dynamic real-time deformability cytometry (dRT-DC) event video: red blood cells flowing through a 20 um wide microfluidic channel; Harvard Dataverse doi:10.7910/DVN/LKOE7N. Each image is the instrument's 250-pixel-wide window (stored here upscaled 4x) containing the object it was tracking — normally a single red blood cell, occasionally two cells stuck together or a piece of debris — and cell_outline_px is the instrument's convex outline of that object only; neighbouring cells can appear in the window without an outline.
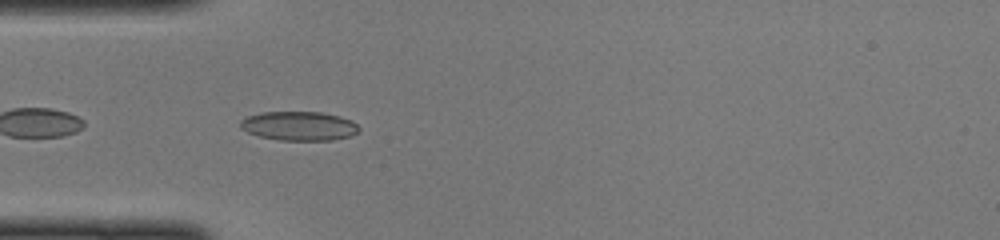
{"species": "common noctule bat (a hibernating species)", "species_latin": "Nyctalus noctula", "temperature_condition": "cold", "stored_images_in_passage": 41, "camera_frame_rate_fps": 3000, "um_per_image_px": 0.085, "animal": {"sex": "female", "body_mass_g": 22.0, "forearm_length_mm": 56.7}, "frame": {"image": 1, "passage_image": 14, "time_ms": 4.333, "image_size_px": [1000, 240], "cell_outline_px": [[360, 128], [352, 136], [332, 140], [280, 140], [260, 136], [248, 132], [240, 128], [240, 120], [244, 116], [260, 112], [320, 112], [340, 116], [352, 120]], "centroid_in_image_um": [25.4, 10.7], "position_along_channel_um": 59.6, "area_um2": 20.23}}
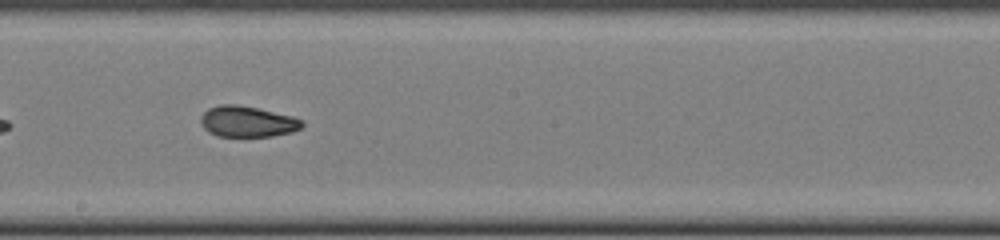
{"frame": {"image": 2, "passage_image": 26, "time_ms": 8.333, "image_size_px": [1000, 240], "cell_outline_px": [[304, 124], [300, 128], [292, 132], [272, 136], [216, 136], [208, 132], [200, 124], [200, 116], [208, 108], [220, 104], [236, 104], [256, 108], [292, 116], [304, 120]], "centroid_in_image_um": [21.0, 10.33], "position_along_channel_um": 227.2, "area_um2": 18.32}}
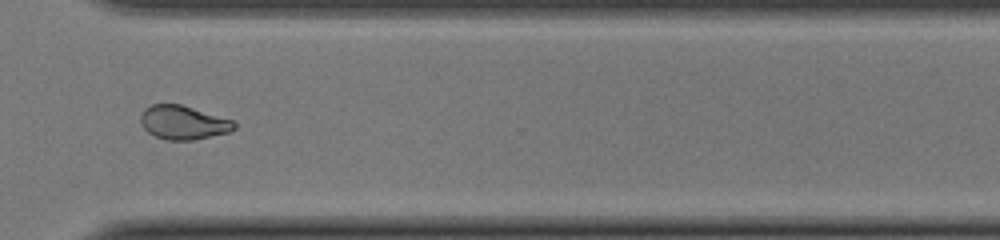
{"frame": {"image": 3, "passage_image": 35, "time_ms": 11.333, "image_size_px": [1000, 240], "cell_outline_px": [[236, 128], [228, 132], [192, 140], [168, 140], [156, 136], [148, 132], [140, 124], [140, 116], [144, 108], [152, 104], [180, 104], [232, 120], [236, 124]], "centroid_in_image_um": [15.54, 10.41], "position_along_channel_um": 355.1, "area_um2": 18.26}}